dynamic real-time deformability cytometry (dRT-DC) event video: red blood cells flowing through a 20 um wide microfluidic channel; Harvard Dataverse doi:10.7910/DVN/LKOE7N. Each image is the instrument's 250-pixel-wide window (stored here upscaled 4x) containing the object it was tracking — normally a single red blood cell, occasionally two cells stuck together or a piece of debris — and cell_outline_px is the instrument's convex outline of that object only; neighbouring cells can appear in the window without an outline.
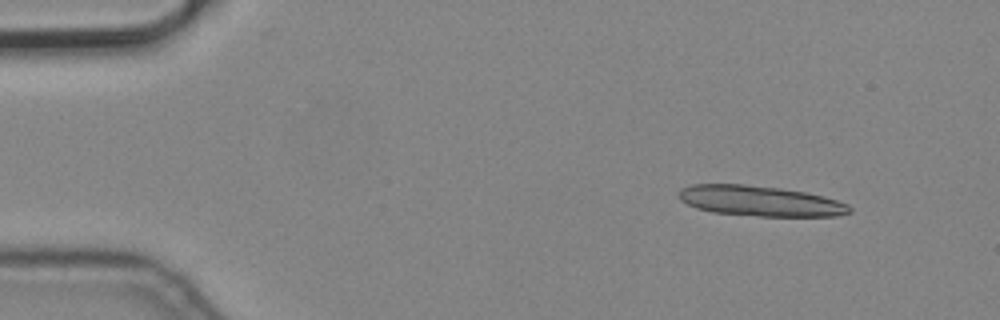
{"species": "common noctule bat (a hibernating species)", "species_latin": "Nyctalus noctula", "temperature_condition": "cold", "stored_images_in_passage": 8, "camera_frame_rate_fps": 3000, "um_per_image_px": 0.085, "animal": {"sex": "male", "body_mass_g": 19.2, "forearm_length_mm": 51.8}, "frame": {"image": 1, "passage_image": 2, "time_ms": 0.333, "image_size_px": [1000, 320], "cell_outline_px": [[852, 212], [836, 216], [760, 216], [712, 212], [696, 208], [680, 200], [676, 196], [676, 192], [680, 188], [692, 184], [744, 184], [780, 188], [808, 192], [824, 196], [848, 204], [852, 208]], "centroid_in_image_um": [64.58, 17.07], "position_along_channel_um": 20.4, "area_um2": 30.52}}
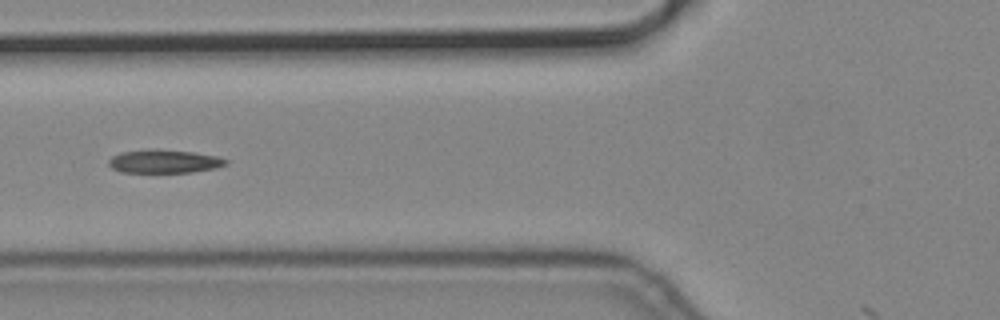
{"frame": {"image": 2, "passage_image": 6, "time_ms": 1.667, "image_size_px": [1000, 320], "cell_outline_px": [[228, 164], [216, 168], [192, 172], [120, 172], [112, 168], [108, 164], [108, 160], [112, 156], [120, 152], [148, 148], [156, 148], [192, 152], [216, 156], [228, 160]], "centroid_in_image_um": [13.92, 13.7], "position_along_channel_um": 111.9, "area_um2": 16.18}}
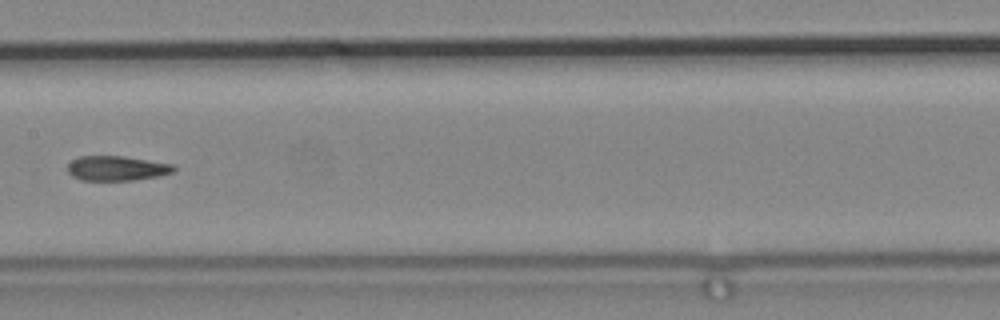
{"frame": {"image": 3, "passage_image": 8, "time_ms": 2.333, "image_size_px": [1000, 320], "cell_outline_px": [[176, 168], [172, 172], [156, 176], [132, 180], [80, 180], [72, 176], [68, 172], [68, 164], [72, 160], [80, 156], [124, 156], [172, 164]], "centroid_in_image_um": [9.88, 14.3], "position_along_channel_um": 197.5, "area_um2": 15.14}}